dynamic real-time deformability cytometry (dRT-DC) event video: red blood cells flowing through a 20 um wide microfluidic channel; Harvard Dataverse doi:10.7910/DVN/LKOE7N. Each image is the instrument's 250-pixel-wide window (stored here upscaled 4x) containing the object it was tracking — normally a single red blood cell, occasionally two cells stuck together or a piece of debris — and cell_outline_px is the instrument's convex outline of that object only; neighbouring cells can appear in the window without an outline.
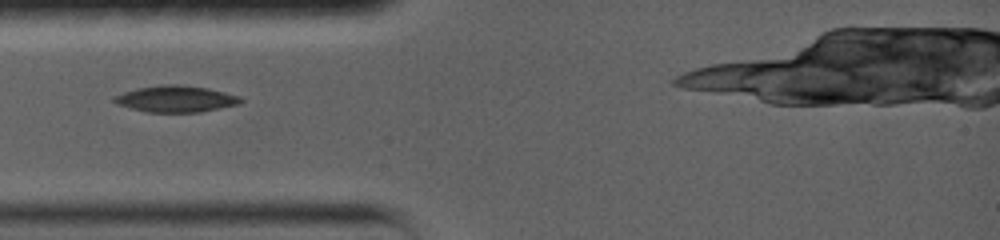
{"species": "common noctule bat (a hibernating species)", "species_latin": "Nyctalus noctula", "temperature_condition": "warm", "stored_images_in_passage": 4, "camera_frame_rate_fps": 5000, "um_per_image_px": 0.085, "animal": {"sex": "female", "body_mass_g": 19.0, "forearm_length_mm": 56.7}, "frame": {"image": 1, "passage_image": 1, "time_ms": 0.0, "image_size_px": [1000, 240], "cell_outline_px": [[244, 100], [240, 104], [200, 112], [148, 112], [116, 104], [112, 100], [112, 96], [136, 88], [164, 84], [176, 84], [208, 88], [240, 96]], "centroid_in_image_um": [14.94, 8.4], "position_along_channel_um": 70.1, "area_um2": 19.54}}